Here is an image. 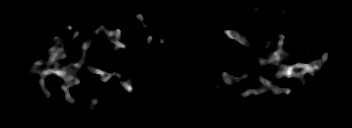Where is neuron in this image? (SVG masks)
<instances>
[{
    "instance_id": "neuron-1",
    "label": "neuron",
    "mask_w": 352,
    "mask_h": 128,
    "mask_svg": "<svg viewBox=\"0 0 352 128\" xmlns=\"http://www.w3.org/2000/svg\"><path fill=\"white\" fill-rule=\"evenodd\" d=\"M259 7H255L254 8V12L257 13L259 11ZM86 15V13H81V15H79V17L81 19L84 18V16ZM136 18L141 22V26L144 28H148L147 24L144 22V18L141 15H137ZM100 29L102 31H105V33H107L108 35V39H112V42L115 44L116 46V50L119 48L125 49L126 46L124 44H122L119 39L120 37H123V35L121 34V30L118 28L116 30V32H113L112 30H107L104 25H101L100 28L98 30L92 31L93 33H95L97 36H100ZM224 37L226 39H235L237 40L241 45H246L249 46L250 43L246 41V38L244 36H242L240 33L234 31V30H226L225 31V35ZM54 42L56 43V47L54 49H50L48 50L49 53V60H47L45 62V60L42 59H38L36 61L33 62V67L29 70L28 73H31L32 75H39L40 79L38 82V86H40L42 88V92L43 95L48 98L51 96V93L46 89L45 87V78L48 75H57L59 77H61L64 80V84L61 86V89L65 92L66 94V101L69 104H74V99L72 98V96L69 95L68 90L71 87V82L74 81L76 82L78 85H80V80H78V77L76 76L75 72H77L81 67L86 66V68H88V70L92 73V74H101L102 77V81L107 82L110 78H111V74L107 73L105 70H99V69H91L90 65H85L84 60H85V55L88 51V48H90V44H91V38L82 43V55L81 58L79 59V61L75 62V63H71L69 65H66L65 67H60L59 65V61L61 59H64L67 55V51L63 46V40H61L60 37L55 36L54 38ZM284 35L280 34V36H278V45L279 47H282L283 43H284ZM147 43H152V37L149 36V38L146 39ZM161 44H165V40L164 37H162L159 41ZM272 44L271 40H268L265 42V47L268 48L270 47V45ZM329 56V53H324L323 57L321 60H314L311 61L307 64H301V63H296L294 65H289V64H282V60L285 58H289V55L281 48H279V50L270 52L267 55L266 59H258V62L263 66H267L269 64H275L278 69H282L281 72H277L274 76V79L272 81H268L266 80L263 76H259L258 80L259 82L262 83V87H258V88H254V89H248L247 91H243L240 93V97H244V98H248L250 94H254L256 96L268 91L269 89L272 90V93L274 95H278L279 93H284L287 96L290 94V92L292 91L291 88H280L277 85L276 80H278L279 78L282 77H293V78H300L303 81V85L306 82L305 81V74L308 73L310 75V77L313 76H317L318 72H316L317 70H319L325 63L326 60ZM42 64L47 65V68H40V66H42ZM54 64L55 67L52 68L50 67V65ZM300 68H304L303 71H299ZM222 75L223 78L222 80L227 84V85H231V80H235L236 82L239 81V77H235L232 76V74L228 75L226 74L224 71H222ZM125 83L122 82L121 80V85L124 86V88L130 92H135L132 88V86L130 85V81ZM99 101L98 98H93V100L89 103V108L87 110V113L89 116H92V113L94 112V109L96 108V106L98 105Z\"/></svg>"
}]
</instances>
